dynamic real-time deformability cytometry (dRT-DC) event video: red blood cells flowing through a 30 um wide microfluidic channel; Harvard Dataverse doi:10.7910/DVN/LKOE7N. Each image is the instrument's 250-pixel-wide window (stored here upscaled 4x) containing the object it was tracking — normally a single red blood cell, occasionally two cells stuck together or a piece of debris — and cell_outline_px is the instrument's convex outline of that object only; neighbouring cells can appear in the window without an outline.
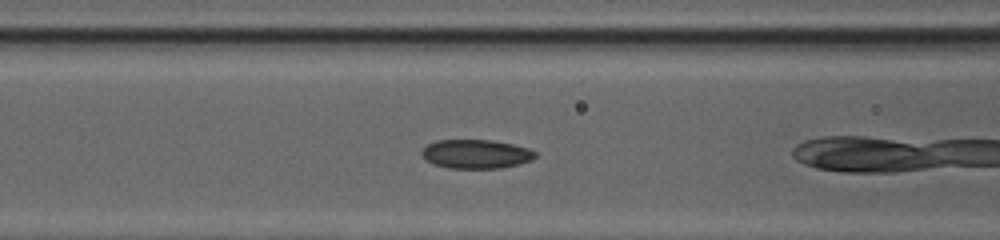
{"species": "common noctule bat (a hibernating species)", "species_latin": "Nyctalus noctula", "temperature_condition": "cold", "stored_images_in_passage": 7, "camera_frame_rate_fps": 3000, "um_per_image_px": 0.085, "animal": {"sex": "female", "body_mass_g": 20.0, "forearm_length_mm": 54.0}, "frame": {"image": 1, "passage_image": 5, "time_ms": 1.333, "image_size_px": [1000, 240], "cell_outline_px": [[536, 156], [532, 160], [500, 168], [448, 168], [436, 164], [428, 160], [420, 152], [428, 144], [436, 140], [492, 140], [512, 144], [528, 148], [536, 152]], "centroid_in_image_um": [40.48, 13.08], "position_along_channel_um": 126.1, "area_um2": 18.9}}